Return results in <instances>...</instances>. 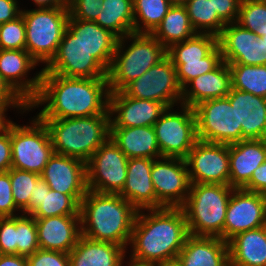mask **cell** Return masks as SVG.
<instances>
[{
	"instance_id": "obj_1",
	"label": "cell",
	"mask_w": 266,
	"mask_h": 266,
	"mask_svg": "<svg viewBox=\"0 0 266 266\" xmlns=\"http://www.w3.org/2000/svg\"><path fill=\"white\" fill-rule=\"evenodd\" d=\"M109 96L107 78H76L42 73L38 95L27 111L44 104V108L36 115L39 119L110 115Z\"/></svg>"
},
{
	"instance_id": "obj_2",
	"label": "cell",
	"mask_w": 266,
	"mask_h": 266,
	"mask_svg": "<svg viewBox=\"0 0 266 266\" xmlns=\"http://www.w3.org/2000/svg\"><path fill=\"white\" fill-rule=\"evenodd\" d=\"M137 212L130 239V258L162 264L176 261L189 236L182 208L147 209Z\"/></svg>"
},
{
	"instance_id": "obj_3",
	"label": "cell",
	"mask_w": 266,
	"mask_h": 266,
	"mask_svg": "<svg viewBox=\"0 0 266 266\" xmlns=\"http://www.w3.org/2000/svg\"><path fill=\"white\" fill-rule=\"evenodd\" d=\"M138 210L119 194L88 190L80 202L82 236L102 242L129 245Z\"/></svg>"
},
{
	"instance_id": "obj_4",
	"label": "cell",
	"mask_w": 266,
	"mask_h": 266,
	"mask_svg": "<svg viewBox=\"0 0 266 266\" xmlns=\"http://www.w3.org/2000/svg\"><path fill=\"white\" fill-rule=\"evenodd\" d=\"M40 120L49 131L56 154L85 163L110 137V115Z\"/></svg>"
},
{
	"instance_id": "obj_5",
	"label": "cell",
	"mask_w": 266,
	"mask_h": 266,
	"mask_svg": "<svg viewBox=\"0 0 266 266\" xmlns=\"http://www.w3.org/2000/svg\"><path fill=\"white\" fill-rule=\"evenodd\" d=\"M129 39L131 44L124 43ZM125 50V51H123ZM167 56V49L152 34L131 33L118 39L114 56L107 70L110 93L122 91Z\"/></svg>"
},
{
	"instance_id": "obj_6",
	"label": "cell",
	"mask_w": 266,
	"mask_h": 266,
	"mask_svg": "<svg viewBox=\"0 0 266 266\" xmlns=\"http://www.w3.org/2000/svg\"><path fill=\"white\" fill-rule=\"evenodd\" d=\"M234 189L222 184H191L188 197L181 207L189 235L223 239L227 206Z\"/></svg>"
},
{
	"instance_id": "obj_7",
	"label": "cell",
	"mask_w": 266,
	"mask_h": 266,
	"mask_svg": "<svg viewBox=\"0 0 266 266\" xmlns=\"http://www.w3.org/2000/svg\"><path fill=\"white\" fill-rule=\"evenodd\" d=\"M25 22V49L37 63L56 55L69 19L68 7L21 10Z\"/></svg>"
},
{
	"instance_id": "obj_8",
	"label": "cell",
	"mask_w": 266,
	"mask_h": 266,
	"mask_svg": "<svg viewBox=\"0 0 266 266\" xmlns=\"http://www.w3.org/2000/svg\"><path fill=\"white\" fill-rule=\"evenodd\" d=\"M35 117L31 126L10 123L12 168L40 175L55 152L46 125Z\"/></svg>"
},
{
	"instance_id": "obj_9",
	"label": "cell",
	"mask_w": 266,
	"mask_h": 266,
	"mask_svg": "<svg viewBox=\"0 0 266 266\" xmlns=\"http://www.w3.org/2000/svg\"><path fill=\"white\" fill-rule=\"evenodd\" d=\"M180 107V112L167 108L153 125L162 157L185 159L198 141L194 108Z\"/></svg>"
},
{
	"instance_id": "obj_10",
	"label": "cell",
	"mask_w": 266,
	"mask_h": 266,
	"mask_svg": "<svg viewBox=\"0 0 266 266\" xmlns=\"http://www.w3.org/2000/svg\"><path fill=\"white\" fill-rule=\"evenodd\" d=\"M194 112L198 140L228 145L242 141V127H237L236 110L227 96L203 101Z\"/></svg>"
},
{
	"instance_id": "obj_11",
	"label": "cell",
	"mask_w": 266,
	"mask_h": 266,
	"mask_svg": "<svg viewBox=\"0 0 266 266\" xmlns=\"http://www.w3.org/2000/svg\"><path fill=\"white\" fill-rule=\"evenodd\" d=\"M128 159L109 138L86 162L88 190L119 194L126 182Z\"/></svg>"
},
{
	"instance_id": "obj_12",
	"label": "cell",
	"mask_w": 266,
	"mask_h": 266,
	"mask_svg": "<svg viewBox=\"0 0 266 266\" xmlns=\"http://www.w3.org/2000/svg\"><path fill=\"white\" fill-rule=\"evenodd\" d=\"M122 91L132 98L164 103L168 108L181 104L182 99V88L177 80L176 68L168 56L129 83Z\"/></svg>"
},
{
	"instance_id": "obj_13",
	"label": "cell",
	"mask_w": 266,
	"mask_h": 266,
	"mask_svg": "<svg viewBox=\"0 0 266 266\" xmlns=\"http://www.w3.org/2000/svg\"><path fill=\"white\" fill-rule=\"evenodd\" d=\"M151 177L156 194V209L181 208L184 205L191 186L185 159L176 157L154 159Z\"/></svg>"
},
{
	"instance_id": "obj_14",
	"label": "cell",
	"mask_w": 266,
	"mask_h": 266,
	"mask_svg": "<svg viewBox=\"0 0 266 266\" xmlns=\"http://www.w3.org/2000/svg\"><path fill=\"white\" fill-rule=\"evenodd\" d=\"M191 184L229 185V145L198 140L185 158ZM190 167V168H189Z\"/></svg>"
},
{
	"instance_id": "obj_15",
	"label": "cell",
	"mask_w": 266,
	"mask_h": 266,
	"mask_svg": "<svg viewBox=\"0 0 266 266\" xmlns=\"http://www.w3.org/2000/svg\"><path fill=\"white\" fill-rule=\"evenodd\" d=\"M42 73L76 78H107V70L66 29L56 55Z\"/></svg>"
},
{
	"instance_id": "obj_16",
	"label": "cell",
	"mask_w": 266,
	"mask_h": 266,
	"mask_svg": "<svg viewBox=\"0 0 266 266\" xmlns=\"http://www.w3.org/2000/svg\"><path fill=\"white\" fill-rule=\"evenodd\" d=\"M266 195L244 189H234L229 198L223 229L228 242L236 234L265 226Z\"/></svg>"
},
{
	"instance_id": "obj_17",
	"label": "cell",
	"mask_w": 266,
	"mask_h": 266,
	"mask_svg": "<svg viewBox=\"0 0 266 266\" xmlns=\"http://www.w3.org/2000/svg\"><path fill=\"white\" fill-rule=\"evenodd\" d=\"M218 45L228 64L266 65V42L236 22L224 26Z\"/></svg>"
},
{
	"instance_id": "obj_18",
	"label": "cell",
	"mask_w": 266,
	"mask_h": 266,
	"mask_svg": "<svg viewBox=\"0 0 266 266\" xmlns=\"http://www.w3.org/2000/svg\"><path fill=\"white\" fill-rule=\"evenodd\" d=\"M37 64L26 49H0V76L27 106L37 97L40 89L42 69L34 78L26 79Z\"/></svg>"
},
{
	"instance_id": "obj_19",
	"label": "cell",
	"mask_w": 266,
	"mask_h": 266,
	"mask_svg": "<svg viewBox=\"0 0 266 266\" xmlns=\"http://www.w3.org/2000/svg\"><path fill=\"white\" fill-rule=\"evenodd\" d=\"M40 177L50 189L70 195L79 205L88 191L86 163L74 157L54 153Z\"/></svg>"
},
{
	"instance_id": "obj_20",
	"label": "cell",
	"mask_w": 266,
	"mask_h": 266,
	"mask_svg": "<svg viewBox=\"0 0 266 266\" xmlns=\"http://www.w3.org/2000/svg\"><path fill=\"white\" fill-rule=\"evenodd\" d=\"M167 108L164 103L132 98L123 91L110 93V127L153 126Z\"/></svg>"
},
{
	"instance_id": "obj_21",
	"label": "cell",
	"mask_w": 266,
	"mask_h": 266,
	"mask_svg": "<svg viewBox=\"0 0 266 266\" xmlns=\"http://www.w3.org/2000/svg\"><path fill=\"white\" fill-rule=\"evenodd\" d=\"M40 249L69 253L81 233L80 215L35 218Z\"/></svg>"
},
{
	"instance_id": "obj_22",
	"label": "cell",
	"mask_w": 266,
	"mask_h": 266,
	"mask_svg": "<svg viewBox=\"0 0 266 266\" xmlns=\"http://www.w3.org/2000/svg\"><path fill=\"white\" fill-rule=\"evenodd\" d=\"M227 97L236 110L237 127H242V140L266 139V98L234 88Z\"/></svg>"
},
{
	"instance_id": "obj_23",
	"label": "cell",
	"mask_w": 266,
	"mask_h": 266,
	"mask_svg": "<svg viewBox=\"0 0 266 266\" xmlns=\"http://www.w3.org/2000/svg\"><path fill=\"white\" fill-rule=\"evenodd\" d=\"M91 55L108 70L115 53L118 37L95 21L69 17L66 28Z\"/></svg>"
},
{
	"instance_id": "obj_24",
	"label": "cell",
	"mask_w": 266,
	"mask_h": 266,
	"mask_svg": "<svg viewBox=\"0 0 266 266\" xmlns=\"http://www.w3.org/2000/svg\"><path fill=\"white\" fill-rule=\"evenodd\" d=\"M153 161L149 158L128 159L126 182L119 195L138 211L156 209V194L151 177Z\"/></svg>"
},
{
	"instance_id": "obj_25",
	"label": "cell",
	"mask_w": 266,
	"mask_h": 266,
	"mask_svg": "<svg viewBox=\"0 0 266 266\" xmlns=\"http://www.w3.org/2000/svg\"><path fill=\"white\" fill-rule=\"evenodd\" d=\"M265 160L266 139L242 140L229 144V185L235 189H242Z\"/></svg>"
},
{
	"instance_id": "obj_26",
	"label": "cell",
	"mask_w": 266,
	"mask_h": 266,
	"mask_svg": "<svg viewBox=\"0 0 266 266\" xmlns=\"http://www.w3.org/2000/svg\"><path fill=\"white\" fill-rule=\"evenodd\" d=\"M177 261L181 266H230L228 242L219 237L189 235Z\"/></svg>"
},
{
	"instance_id": "obj_27",
	"label": "cell",
	"mask_w": 266,
	"mask_h": 266,
	"mask_svg": "<svg viewBox=\"0 0 266 266\" xmlns=\"http://www.w3.org/2000/svg\"><path fill=\"white\" fill-rule=\"evenodd\" d=\"M230 89L231 72L228 63L222 61L214 70L194 78L182 89L181 104L194 108L203 101L226 97Z\"/></svg>"
},
{
	"instance_id": "obj_28",
	"label": "cell",
	"mask_w": 266,
	"mask_h": 266,
	"mask_svg": "<svg viewBox=\"0 0 266 266\" xmlns=\"http://www.w3.org/2000/svg\"><path fill=\"white\" fill-rule=\"evenodd\" d=\"M109 138L128 158L162 157L153 126L110 127Z\"/></svg>"
},
{
	"instance_id": "obj_29",
	"label": "cell",
	"mask_w": 266,
	"mask_h": 266,
	"mask_svg": "<svg viewBox=\"0 0 266 266\" xmlns=\"http://www.w3.org/2000/svg\"><path fill=\"white\" fill-rule=\"evenodd\" d=\"M126 250L115 243L93 241L81 236L68 253L70 266H120Z\"/></svg>"
},
{
	"instance_id": "obj_30",
	"label": "cell",
	"mask_w": 266,
	"mask_h": 266,
	"mask_svg": "<svg viewBox=\"0 0 266 266\" xmlns=\"http://www.w3.org/2000/svg\"><path fill=\"white\" fill-rule=\"evenodd\" d=\"M228 248L230 266H266V227L236 234Z\"/></svg>"
},
{
	"instance_id": "obj_31",
	"label": "cell",
	"mask_w": 266,
	"mask_h": 266,
	"mask_svg": "<svg viewBox=\"0 0 266 266\" xmlns=\"http://www.w3.org/2000/svg\"><path fill=\"white\" fill-rule=\"evenodd\" d=\"M80 205L67 194L49 188L40 178L30 196V215L34 218L80 215Z\"/></svg>"
},
{
	"instance_id": "obj_32",
	"label": "cell",
	"mask_w": 266,
	"mask_h": 266,
	"mask_svg": "<svg viewBox=\"0 0 266 266\" xmlns=\"http://www.w3.org/2000/svg\"><path fill=\"white\" fill-rule=\"evenodd\" d=\"M151 34L168 49L172 44L183 42L197 33L190 22L185 6L175 4L170 7Z\"/></svg>"
},
{
	"instance_id": "obj_33",
	"label": "cell",
	"mask_w": 266,
	"mask_h": 266,
	"mask_svg": "<svg viewBox=\"0 0 266 266\" xmlns=\"http://www.w3.org/2000/svg\"><path fill=\"white\" fill-rule=\"evenodd\" d=\"M95 22L118 38L134 33L133 0H104Z\"/></svg>"
},
{
	"instance_id": "obj_34",
	"label": "cell",
	"mask_w": 266,
	"mask_h": 266,
	"mask_svg": "<svg viewBox=\"0 0 266 266\" xmlns=\"http://www.w3.org/2000/svg\"><path fill=\"white\" fill-rule=\"evenodd\" d=\"M218 45V37L197 33L183 42L172 44L167 56L172 62H205V57Z\"/></svg>"
},
{
	"instance_id": "obj_35",
	"label": "cell",
	"mask_w": 266,
	"mask_h": 266,
	"mask_svg": "<svg viewBox=\"0 0 266 266\" xmlns=\"http://www.w3.org/2000/svg\"><path fill=\"white\" fill-rule=\"evenodd\" d=\"M183 5L196 33L220 35L226 23L213 10L212 0H187Z\"/></svg>"
},
{
	"instance_id": "obj_36",
	"label": "cell",
	"mask_w": 266,
	"mask_h": 266,
	"mask_svg": "<svg viewBox=\"0 0 266 266\" xmlns=\"http://www.w3.org/2000/svg\"><path fill=\"white\" fill-rule=\"evenodd\" d=\"M231 88L266 98V65L228 64Z\"/></svg>"
},
{
	"instance_id": "obj_37",
	"label": "cell",
	"mask_w": 266,
	"mask_h": 266,
	"mask_svg": "<svg viewBox=\"0 0 266 266\" xmlns=\"http://www.w3.org/2000/svg\"><path fill=\"white\" fill-rule=\"evenodd\" d=\"M172 5L169 0H133L134 33L151 34Z\"/></svg>"
},
{
	"instance_id": "obj_38",
	"label": "cell",
	"mask_w": 266,
	"mask_h": 266,
	"mask_svg": "<svg viewBox=\"0 0 266 266\" xmlns=\"http://www.w3.org/2000/svg\"><path fill=\"white\" fill-rule=\"evenodd\" d=\"M8 173L16 207L21 213L30 215V196L33 194L36 182L41 178L40 175L16 168H11Z\"/></svg>"
},
{
	"instance_id": "obj_39",
	"label": "cell",
	"mask_w": 266,
	"mask_h": 266,
	"mask_svg": "<svg viewBox=\"0 0 266 266\" xmlns=\"http://www.w3.org/2000/svg\"><path fill=\"white\" fill-rule=\"evenodd\" d=\"M236 23L266 42V4L261 0H241Z\"/></svg>"
},
{
	"instance_id": "obj_40",
	"label": "cell",
	"mask_w": 266,
	"mask_h": 266,
	"mask_svg": "<svg viewBox=\"0 0 266 266\" xmlns=\"http://www.w3.org/2000/svg\"><path fill=\"white\" fill-rule=\"evenodd\" d=\"M222 54L217 45L206 57L205 62H172L176 68L177 80L182 89L194 78L214 70L221 62Z\"/></svg>"
},
{
	"instance_id": "obj_41",
	"label": "cell",
	"mask_w": 266,
	"mask_h": 266,
	"mask_svg": "<svg viewBox=\"0 0 266 266\" xmlns=\"http://www.w3.org/2000/svg\"><path fill=\"white\" fill-rule=\"evenodd\" d=\"M17 254L29 256L39 249L36 220L31 215L16 216Z\"/></svg>"
},
{
	"instance_id": "obj_42",
	"label": "cell",
	"mask_w": 266,
	"mask_h": 266,
	"mask_svg": "<svg viewBox=\"0 0 266 266\" xmlns=\"http://www.w3.org/2000/svg\"><path fill=\"white\" fill-rule=\"evenodd\" d=\"M25 46V22L22 14L0 24V49L24 50Z\"/></svg>"
},
{
	"instance_id": "obj_43",
	"label": "cell",
	"mask_w": 266,
	"mask_h": 266,
	"mask_svg": "<svg viewBox=\"0 0 266 266\" xmlns=\"http://www.w3.org/2000/svg\"><path fill=\"white\" fill-rule=\"evenodd\" d=\"M104 0H68L69 17L96 21Z\"/></svg>"
},
{
	"instance_id": "obj_44",
	"label": "cell",
	"mask_w": 266,
	"mask_h": 266,
	"mask_svg": "<svg viewBox=\"0 0 266 266\" xmlns=\"http://www.w3.org/2000/svg\"><path fill=\"white\" fill-rule=\"evenodd\" d=\"M28 266H70L69 254L59 251L38 249L27 256Z\"/></svg>"
},
{
	"instance_id": "obj_45",
	"label": "cell",
	"mask_w": 266,
	"mask_h": 266,
	"mask_svg": "<svg viewBox=\"0 0 266 266\" xmlns=\"http://www.w3.org/2000/svg\"><path fill=\"white\" fill-rule=\"evenodd\" d=\"M0 251L1 254H17L16 216L0 217Z\"/></svg>"
},
{
	"instance_id": "obj_46",
	"label": "cell",
	"mask_w": 266,
	"mask_h": 266,
	"mask_svg": "<svg viewBox=\"0 0 266 266\" xmlns=\"http://www.w3.org/2000/svg\"><path fill=\"white\" fill-rule=\"evenodd\" d=\"M20 211L12 196L11 180L8 172L0 173V217H15ZM15 213V214H14Z\"/></svg>"
},
{
	"instance_id": "obj_47",
	"label": "cell",
	"mask_w": 266,
	"mask_h": 266,
	"mask_svg": "<svg viewBox=\"0 0 266 266\" xmlns=\"http://www.w3.org/2000/svg\"><path fill=\"white\" fill-rule=\"evenodd\" d=\"M241 0H212L213 10L226 23L236 22Z\"/></svg>"
},
{
	"instance_id": "obj_48",
	"label": "cell",
	"mask_w": 266,
	"mask_h": 266,
	"mask_svg": "<svg viewBox=\"0 0 266 266\" xmlns=\"http://www.w3.org/2000/svg\"><path fill=\"white\" fill-rule=\"evenodd\" d=\"M12 168V149L10 141V124L0 134V173L8 172Z\"/></svg>"
},
{
	"instance_id": "obj_49",
	"label": "cell",
	"mask_w": 266,
	"mask_h": 266,
	"mask_svg": "<svg viewBox=\"0 0 266 266\" xmlns=\"http://www.w3.org/2000/svg\"><path fill=\"white\" fill-rule=\"evenodd\" d=\"M242 189L266 195V160L253 172L250 181Z\"/></svg>"
},
{
	"instance_id": "obj_50",
	"label": "cell",
	"mask_w": 266,
	"mask_h": 266,
	"mask_svg": "<svg viewBox=\"0 0 266 266\" xmlns=\"http://www.w3.org/2000/svg\"><path fill=\"white\" fill-rule=\"evenodd\" d=\"M17 0H0V24L14 20L21 14Z\"/></svg>"
},
{
	"instance_id": "obj_51",
	"label": "cell",
	"mask_w": 266,
	"mask_h": 266,
	"mask_svg": "<svg viewBox=\"0 0 266 266\" xmlns=\"http://www.w3.org/2000/svg\"><path fill=\"white\" fill-rule=\"evenodd\" d=\"M0 104L1 105H26L3 81L0 76Z\"/></svg>"
},
{
	"instance_id": "obj_52",
	"label": "cell",
	"mask_w": 266,
	"mask_h": 266,
	"mask_svg": "<svg viewBox=\"0 0 266 266\" xmlns=\"http://www.w3.org/2000/svg\"><path fill=\"white\" fill-rule=\"evenodd\" d=\"M0 266H28L27 257L18 254H2Z\"/></svg>"
},
{
	"instance_id": "obj_53",
	"label": "cell",
	"mask_w": 266,
	"mask_h": 266,
	"mask_svg": "<svg viewBox=\"0 0 266 266\" xmlns=\"http://www.w3.org/2000/svg\"><path fill=\"white\" fill-rule=\"evenodd\" d=\"M8 107L10 108H18L19 110H23L25 112L28 110L27 105H1L0 104V134L3 133L9 126V124L12 122L9 119H6L7 116H5L6 111L8 110Z\"/></svg>"
},
{
	"instance_id": "obj_54",
	"label": "cell",
	"mask_w": 266,
	"mask_h": 266,
	"mask_svg": "<svg viewBox=\"0 0 266 266\" xmlns=\"http://www.w3.org/2000/svg\"><path fill=\"white\" fill-rule=\"evenodd\" d=\"M32 1L37 6V9L68 7V0H32Z\"/></svg>"
},
{
	"instance_id": "obj_55",
	"label": "cell",
	"mask_w": 266,
	"mask_h": 266,
	"mask_svg": "<svg viewBox=\"0 0 266 266\" xmlns=\"http://www.w3.org/2000/svg\"><path fill=\"white\" fill-rule=\"evenodd\" d=\"M124 258L122 259L121 263H120V266H124L123 263H124ZM130 262H128V266H156L155 264H151V263H146V262H141V261H137V260H134L132 258H130L129 260Z\"/></svg>"
},
{
	"instance_id": "obj_56",
	"label": "cell",
	"mask_w": 266,
	"mask_h": 266,
	"mask_svg": "<svg viewBox=\"0 0 266 266\" xmlns=\"http://www.w3.org/2000/svg\"><path fill=\"white\" fill-rule=\"evenodd\" d=\"M156 266H181V265L176 260V261H172V262H166V263L158 264Z\"/></svg>"
},
{
	"instance_id": "obj_57",
	"label": "cell",
	"mask_w": 266,
	"mask_h": 266,
	"mask_svg": "<svg viewBox=\"0 0 266 266\" xmlns=\"http://www.w3.org/2000/svg\"><path fill=\"white\" fill-rule=\"evenodd\" d=\"M173 5L181 4L183 5L187 0H169Z\"/></svg>"
}]
</instances>
